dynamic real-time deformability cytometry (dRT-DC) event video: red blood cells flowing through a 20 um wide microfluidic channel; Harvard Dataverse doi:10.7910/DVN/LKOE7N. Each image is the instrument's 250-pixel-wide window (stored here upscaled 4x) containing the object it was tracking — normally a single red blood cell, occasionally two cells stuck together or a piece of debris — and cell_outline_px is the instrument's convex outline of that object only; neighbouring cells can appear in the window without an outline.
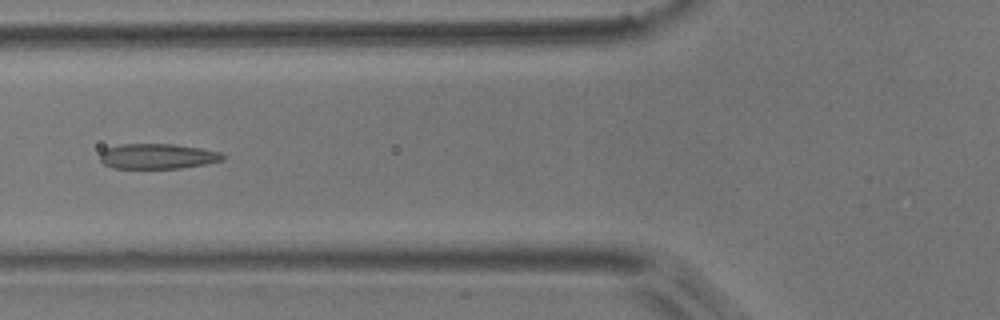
{"species": "common noctule bat (a hibernating species)", "species_latin": "Nyctalus noctula", "temperature_condition": "room temperature", "stored_images_in_passage": 4, "camera_frame_rate_fps": 3000, "um_per_image_px": 0.085, "animal": {"sex": "male", "body_mass_g": 17.9}, "frame": {"image": 1, "passage_image": 4, "time_ms": 1.0, "image_size_px": [1000, 320], "cell_outline_px": [[224, 160], [204, 164], [180, 168], [112, 168], [104, 164], [100, 160], [100, 152], [104, 148], [120, 144], [172, 144], [200, 148], [220, 152], [224, 156]], "centroid_in_image_um": [13.35, 13.28], "position_along_channel_um": 112.5, "area_um2": 18.03}}